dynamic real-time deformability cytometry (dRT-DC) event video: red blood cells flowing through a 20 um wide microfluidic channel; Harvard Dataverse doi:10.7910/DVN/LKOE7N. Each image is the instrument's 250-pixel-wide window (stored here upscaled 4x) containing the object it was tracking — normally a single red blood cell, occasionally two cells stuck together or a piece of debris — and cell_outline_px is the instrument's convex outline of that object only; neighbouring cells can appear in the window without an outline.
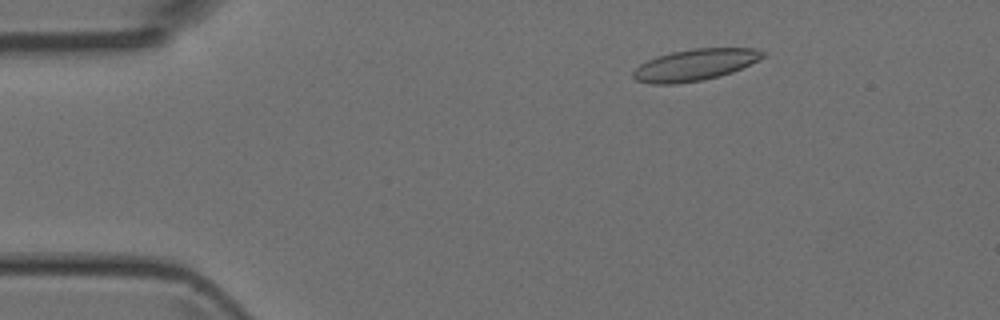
{"species": "Egyptian fruit bat (a non-hibernating species)", "species_latin": "Rousettus aegyptiacus", "temperature_condition": "room temperature", "stored_images_in_passage": 4, "camera_frame_rate_fps": 3000, "um_per_image_px": 0.085, "animal": {"sex": "female"}, "frame": {"image": 1, "passage_image": 2, "time_ms": 2.0, "image_size_px": [1000, 320], "cell_outline_px": [[764, 56], [732, 72], [720, 76], [704, 80], [676, 84], [652, 84], [636, 80], [632, 76], [632, 72], [640, 64], [656, 56], [672, 52], [692, 48], [752, 48], [764, 52]], "centroid_in_image_um": [59.01, 5.52], "position_along_channel_um": 26.0, "area_um2": 23.64}}